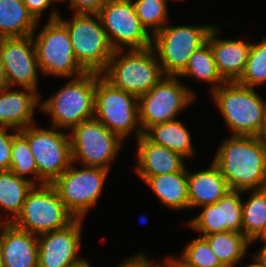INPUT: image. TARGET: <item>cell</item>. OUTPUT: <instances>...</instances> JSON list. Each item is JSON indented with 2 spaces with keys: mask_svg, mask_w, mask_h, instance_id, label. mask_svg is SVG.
Wrapping results in <instances>:
<instances>
[{
  "mask_svg": "<svg viewBox=\"0 0 266 267\" xmlns=\"http://www.w3.org/2000/svg\"><path fill=\"white\" fill-rule=\"evenodd\" d=\"M213 163L231 190L266 188V143L258 136L231 135L222 141Z\"/></svg>",
  "mask_w": 266,
  "mask_h": 267,
  "instance_id": "obj_1",
  "label": "cell"
},
{
  "mask_svg": "<svg viewBox=\"0 0 266 267\" xmlns=\"http://www.w3.org/2000/svg\"><path fill=\"white\" fill-rule=\"evenodd\" d=\"M231 135L259 136L266 113V101L254 88L225 82L212 92Z\"/></svg>",
  "mask_w": 266,
  "mask_h": 267,
  "instance_id": "obj_2",
  "label": "cell"
},
{
  "mask_svg": "<svg viewBox=\"0 0 266 267\" xmlns=\"http://www.w3.org/2000/svg\"><path fill=\"white\" fill-rule=\"evenodd\" d=\"M102 76L136 97L146 94L164 76L153 47L115 50Z\"/></svg>",
  "mask_w": 266,
  "mask_h": 267,
  "instance_id": "obj_3",
  "label": "cell"
},
{
  "mask_svg": "<svg viewBox=\"0 0 266 267\" xmlns=\"http://www.w3.org/2000/svg\"><path fill=\"white\" fill-rule=\"evenodd\" d=\"M96 73L86 72L40 101V111L51 117L52 127L71 130L82 121L94 118Z\"/></svg>",
  "mask_w": 266,
  "mask_h": 267,
  "instance_id": "obj_4",
  "label": "cell"
},
{
  "mask_svg": "<svg viewBox=\"0 0 266 267\" xmlns=\"http://www.w3.org/2000/svg\"><path fill=\"white\" fill-rule=\"evenodd\" d=\"M67 29L74 56L86 72L102 74L114 49L98 14L73 13L70 20L57 18Z\"/></svg>",
  "mask_w": 266,
  "mask_h": 267,
  "instance_id": "obj_5",
  "label": "cell"
},
{
  "mask_svg": "<svg viewBox=\"0 0 266 267\" xmlns=\"http://www.w3.org/2000/svg\"><path fill=\"white\" fill-rule=\"evenodd\" d=\"M52 11L40 32L32 34L40 71L44 75L69 79L84 75L86 71L74 56L69 33L57 19L60 14L56 9Z\"/></svg>",
  "mask_w": 266,
  "mask_h": 267,
  "instance_id": "obj_6",
  "label": "cell"
},
{
  "mask_svg": "<svg viewBox=\"0 0 266 267\" xmlns=\"http://www.w3.org/2000/svg\"><path fill=\"white\" fill-rule=\"evenodd\" d=\"M94 117L122 140L135 132L142 134L138 97L114 87L102 74L96 73Z\"/></svg>",
  "mask_w": 266,
  "mask_h": 267,
  "instance_id": "obj_7",
  "label": "cell"
},
{
  "mask_svg": "<svg viewBox=\"0 0 266 267\" xmlns=\"http://www.w3.org/2000/svg\"><path fill=\"white\" fill-rule=\"evenodd\" d=\"M214 25H165L152 37L164 76H179L186 68L194 51L207 42Z\"/></svg>",
  "mask_w": 266,
  "mask_h": 267,
  "instance_id": "obj_8",
  "label": "cell"
},
{
  "mask_svg": "<svg viewBox=\"0 0 266 267\" xmlns=\"http://www.w3.org/2000/svg\"><path fill=\"white\" fill-rule=\"evenodd\" d=\"M75 219L55 188L51 184H43L34 185L28 192L21 213L12 223L38 236L63 229Z\"/></svg>",
  "mask_w": 266,
  "mask_h": 267,
  "instance_id": "obj_9",
  "label": "cell"
},
{
  "mask_svg": "<svg viewBox=\"0 0 266 267\" xmlns=\"http://www.w3.org/2000/svg\"><path fill=\"white\" fill-rule=\"evenodd\" d=\"M30 125L20 132L27 138L38 169V185L52 184L71 164L69 132Z\"/></svg>",
  "mask_w": 266,
  "mask_h": 267,
  "instance_id": "obj_10",
  "label": "cell"
},
{
  "mask_svg": "<svg viewBox=\"0 0 266 267\" xmlns=\"http://www.w3.org/2000/svg\"><path fill=\"white\" fill-rule=\"evenodd\" d=\"M178 76H163L146 94L138 98L139 122L144 133L149 127L177 119V115L196 100Z\"/></svg>",
  "mask_w": 266,
  "mask_h": 267,
  "instance_id": "obj_11",
  "label": "cell"
},
{
  "mask_svg": "<svg viewBox=\"0 0 266 267\" xmlns=\"http://www.w3.org/2000/svg\"><path fill=\"white\" fill-rule=\"evenodd\" d=\"M72 164L51 184L67 210L76 218L83 219L95 206L108 176L109 170L102 167Z\"/></svg>",
  "mask_w": 266,
  "mask_h": 267,
  "instance_id": "obj_12",
  "label": "cell"
},
{
  "mask_svg": "<svg viewBox=\"0 0 266 267\" xmlns=\"http://www.w3.org/2000/svg\"><path fill=\"white\" fill-rule=\"evenodd\" d=\"M72 162L83 166L102 167L110 170L111 161L117 157L123 140L108 130L95 117L82 121L69 133Z\"/></svg>",
  "mask_w": 266,
  "mask_h": 267,
  "instance_id": "obj_13",
  "label": "cell"
},
{
  "mask_svg": "<svg viewBox=\"0 0 266 267\" xmlns=\"http://www.w3.org/2000/svg\"><path fill=\"white\" fill-rule=\"evenodd\" d=\"M98 15L114 50L152 46V36L142 26L132 0H107Z\"/></svg>",
  "mask_w": 266,
  "mask_h": 267,
  "instance_id": "obj_14",
  "label": "cell"
},
{
  "mask_svg": "<svg viewBox=\"0 0 266 267\" xmlns=\"http://www.w3.org/2000/svg\"><path fill=\"white\" fill-rule=\"evenodd\" d=\"M0 57L6 71L9 87L18 86L37 91L38 73L41 71L32 35L0 38Z\"/></svg>",
  "mask_w": 266,
  "mask_h": 267,
  "instance_id": "obj_15",
  "label": "cell"
},
{
  "mask_svg": "<svg viewBox=\"0 0 266 267\" xmlns=\"http://www.w3.org/2000/svg\"><path fill=\"white\" fill-rule=\"evenodd\" d=\"M248 192L250 190H230L215 204L202 206V212L189 220V227L200 233L201 237L227 231L242 233L241 194Z\"/></svg>",
  "mask_w": 266,
  "mask_h": 267,
  "instance_id": "obj_16",
  "label": "cell"
},
{
  "mask_svg": "<svg viewBox=\"0 0 266 267\" xmlns=\"http://www.w3.org/2000/svg\"><path fill=\"white\" fill-rule=\"evenodd\" d=\"M83 219H75L67 227L37 236L38 267H67L81 259Z\"/></svg>",
  "mask_w": 266,
  "mask_h": 267,
  "instance_id": "obj_17",
  "label": "cell"
},
{
  "mask_svg": "<svg viewBox=\"0 0 266 267\" xmlns=\"http://www.w3.org/2000/svg\"><path fill=\"white\" fill-rule=\"evenodd\" d=\"M0 90V127L20 131L34 124L36 106L40 110V94L30 88Z\"/></svg>",
  "mask_w": 266,
  "mask_h": 267,
  "instance_id": "obj_18",
  "label": "cell"
},
{
  "mask_svg": "<svg viewBox=\"0 0 266 267\" xmlns=\"http://www.w3.org/2000/svg\"><path fill=\"white\" fill-rule=\"evenodd\" d=\"M137 166L139 177H151L187 171L181 154L150 141L144 134L137 139Z\"/></svg>",
  "mask_w": 266,
  "mask_h": 267,
  "instance_id": "obj_19",
  "label": "cell"
},
{
  "mask_svg": "<svg viewBox=\"0 0 266 267\" xmlns=\"http://www.w3.org/2000/svg\"><path fill=\"white\" fill-rule=\"evenodd\" d=\"M218 27L210 31L207 42L212 49L216 68L225 82H237L243 74L251 43L234 39L217 38Z\"/></svg>",
  "mask_w": 266,
  "mask_h": 267,
  "instance_id": "obj_20",
  "label": "cell"
},
{
  "mask_svg": "<svg viewBox=\"0 0 266 267\" xmlns=\"http://www.w3.org/2000/svg\"><path fill=\"white\" fill-rule=\"evenodd\" d=\"M2 259L5 267H38L37 235L3 222Z\"/></svg>",
  "mask_w": 266,
  "mask_h": 267,
  "instance_id": "obj_21",
  "label": "cell"
},
{
  "mask_svg": "<svg viewBox=\"0 0 266 267\" xmlns=\"http://www.w3.org/2000/svg\"><path fill=\"white\" fill-rule=\"evenodd\" d=\"M187 180L189 209L215 204L231 190L213 162L208 169L193 173L187 168Z\"/></svg>",
  "mask_w": 266,
  "mask_h": 267,
  "instance_id": "obj_22",
  "label": "cell"
},
{
  "mask_svg": "<svg viewBox=\"0 0 266 267\" xmlns=\"http://www.w3.org/2000/svg\"><path fill=\"white\" fill-rule=\"evenodd\" d=\"M161 203L172 210L189 209L187 171L140 177Z\"/></svg>",
  "mask_w": 266,
  "mask_h": 267,
  "instance_id": "obj_23",
  "label": "cell"
},
{
  "mask_svg": "<svg viewBox=\"0 0 266 267\" xmlns=\"http://www.w3.org/2000/svg\"><path fill=\"white\" fill-rule=\"evenodd\" d=\"M38 23L22 0H0V38L30 36Z\"/></svg>",
  "mask_w": 266,
  "mask_h": 267,
  "instance_id": "obj_24",
  "label": "cell"
},
{
  "mask_svg": "<svg viewBox=\"0 0 266 267\" xmlns=\"http://www.w3.org/2000/svg\"><path fill=\"white\" fill-rule=\"evenodd\" d=\"M143 134L153 143L169 148L186 159L193 157L195 149L191 135L181 119L151 126Z\"/></svg>",
  "mask_w": 266,
  "mask_h": 267,
  "instance_id": "obj_25",
  "label": "cell"
},
{
  "mask_svg": "<svg viewBox=\"0 0 266 267\" xmlns=\"http://www.w3.org/2000/svg\"><path fill=\"white\" fill-rule=\"evenodd\" d=\"M33 186L30 180L17 176L11 170L0 171V210L13 215L12 218H3L0 223L12 222L17 218Z\"/></svg>",
  "mask_w": 266,
  "mask_h": 267,
  "instance_id": "obj_26",
  "label": "cell"
},
{
  "mask_svg": "<svg viewBox=\"0 0 266 267\" xmlns=\"http://www.w3.org/2000/svg\"><path fill=\"white\" fill-rule=\"evenodd\" d=\"M251 193L242 201V233L253 244L266 238V188Z\"/></svg>",
  "mask_w": 266,
  "mask_h": 267,
  "instance_id": "obj_27",
  "label": "cell"
},
{
  "mask_svg": "<svg viewBox=\"0 0 266 267\" xmlns=\"http://www.w3.org/2000/svg\"><path fill=\"white\" fill-rule=\"evenodd\" d=\"M217 258L225 267H235L246 255L252 243L243 235L232 231L205 235Z\"/></svg>",
  "mask_w": 266,
  "mask_h": 267,
  "instance_id": "obj_28",
  "label": "cell"
},
{
  "mask_svg": "<svg viewBox=\"0 0 266 267\" xmlns=\"http://www.w3.org/2000/svg\"><path fill=\"white\" fill-rule=\"evenodd\" d=\"M194 78L200 82L212 85V90L218 89L225 83L217 71L214 55L210 44L206 42L192 53L184 71L178 77Z\"/></svg>",
  "mask_w": 266,
  "mask_h": 267,
  "instance_id": "obj_29",
  "label": "cell"
},
{
  "mask_svg": "<svg viewBox=\"0 0 266 267\" xmlns=\"http://www.w3.org/2000/svg\"><path fill=\"white\" fill-rule=\"evenodd\" d=\"M10 170L17 176L38 185V169L35 158L30 150L27 138L20 131H17L13 136ZM30 174L32 178H27L26 175Z\"/></svg>",
  "mask_w": 266,
  "mask_h": 267,
  "instance_id": "obj_30",
  "label": "cell"
},
{
  "mask_svg": "<svg viewBox=\"0 0 266 267\" xmlns=\"http://www.w3.org/2000/svg\"><path fill=\"white\" fill-rule=\"evenodd\" d=\"M132 2L142 26L152 37L167 24L168 0H132Z\"/></svg>",
  "mask_w": 266,
  "mask_h": 267,
  "instance_id": "obj_31",
  "label": "cell"
},
{
  "mask_svg": "<svg viewBox=\"0 0 266 267\" xmlns=\"http://www.w3.org/2000/svg\"><path fill=\"white\" fill-rule=\"evenodd\" d=\"M237 83L251 88L266 83V38L252 43L245 70Z\"/></svg>",
  "mask_w": 266,
  "mask_h": 267,
  "instance_id": "obj_32",
  "label": "cell"
},
{
  "mask_svg": "<svg viewBox=\"0 0 266 267\" xmlns=\"http://www.w3.org/2000/svg\"><path fill=\"white\" fill-rule=\"evenodd\" d=\"M186 264L198 267H225L215 255L208 241L201 236L189 241L180 257Z\"/></svg>",
  "mask_w": 266,
  "mask_h": 267,
  "instance_id": "obj_33",
  "label": "cell"
},
{
  "mask_svg": "<svg viewBox=\"0 0 266 267\" xmlns=\"http://www.w3.org/2000/svg\"><path fill=\"white\" fill-rule=\"evenodd\" d=\"M10 130L13 132H11ZM16 132L17 130L9 127H0V171L10 170L11 148L13 136Z\"/></svg>",
  "mask_w": 266,
  "mask_h": 267,
  "instance_id": "obj_34",
  "label": "cell"
},
{
  "mask_svg": "<svg viewBox=\"0 0 266 267\" xmlns=\"http://www.w3.org/2000/svg\"><path fill=\"white\" fill-rule=\"evenodd\" d=\"M107 0H69L73 13L98 14Z\"/></svg>",
  "mask_w": 266,
  "mask_h": 267,
  "instance_id": "obj_35",
  "label": "cell"
},
{
  "mask_svg": "<svg viewBox=\"0 0 266 267\" xmlns=\"http://www.w3.org/2000/svg\"><path fill=\"white\" fill-rule=\"evenodd\" d=\"M165 261L160 262H150V260L146 257V255L142 252H139L135 256L128 257L122 261V263L118 267H167L168 266V258L165 257Z\"/></svg>",
  "mask_w": 266,
  "mask_h": 267,
  "instance_id": "obj_36",
  "label": "cell"
},
{
  "mask_svg": "<svg viewBox=\"0 0 266 267\" xmlns=\"http://www.w3.org/2000/svg\"><path fill=\"white\" fill-rule=\"evenodd\" d=\"M28 11L39 22L42 13L52 6V0H22Z\"/></svg>",
  "mask_w": 266,
  "mask_h": 267,
  "instance_id": "obj_37",
  "label": "cell"
},
{
  "mask_svg": "<svg viewBox=\"0 0 266 267\" xmlns=\"http://www.w3.org/2000/svg\"><path fill=\"white\" fill-rule=\"evenodd\" d=\"M9 87L6 71L3 65V62L0 57V90L6 89Z\"/></svg>",
  "mask_w": 266,
  "mask_h": 267,
  "instance_id": "obj_38",
  "label": "cell"
},
{
  "mask_svg": "<svg viewBox=\"0 0 266 267\" xmlns=\"http://www.w3.org/2000/svg\"><path fill=\"white\" fill-rule=\"evenodd\" d=\"M168 265L170 267H198L195 265L186 264L181 258L177 259L173 256L168 257Z\"/></svg>",
  "mask_w": 266,
  "mask_h": 267,
  "instance_id": "obj_39",
  "label": "cell"
},
{
  "mask_svg": "<svg viewBox=\"0 0 266 267\" xmlns=\"http://www.w3.org/2000/svg\"><path fill=\"white\" fill-rule=\"evenodd\" d=\"M253 259V262L245 267H266V263L257 253L253 255Z\"/></svg>",
  "mask_w": 266,
  "mask_h": 267,
  "instance_id": "obj_40",
  "label": "cell"
},
{
  "mask_svg": "<svg viewBox=\"0 0 266 267\" xmlns=\"http://www.w3.org/2000/svg\"><path fill=\"white\" fill-rule=\"evenodd\" d=\"M67 267H92V266L89 264V262L86 259L81 258L77 262L70 264Z\"/></svg>",
  "mask_w": 266,
  "mask_h": 267,
  "instance_id": "obj_41",
  "label": "cell"
},
{
  "mask_svg": "<svg viewBox=\"0 0 266 267\" xmlns=\"http://www.w3.org/2000/svg\"><path fill=\"white\" fill-rule=\"evenodd\" d=\"M2 246H3V222L0 223V267H5L2 259Z\"/></svg>",
  "mask_w": 266,
  "mask_h": 267,
  "instance_id": "obj_42",
  "label": "cell"
},
{
  "mask_svg": "<svg viewBox=\"0 0 266 267\" xmlns=\"http://www.w3.org/2000/svg\"><path fill=\"white\" fill-rule=\"evenodd\" d=\"M262 241L264 242V246L262 248H260L259 251H257L256 253L264 260V262L266 263V238L262 239Z\"/></svg>",
  "mask_w": 266,
  "mask_h": 267,
  "instance_id": "obj_43",
  "label": "cell"
},
{
  "mask_svg": "<svg viewBox=\"0 0 266 267\" xmlns=\"http://www.w3.org/2000/svg\"><path fill=\"white\" fill-rule=\"evenodd\" d=\"M258 137L266 143V113L264 117L263 127Z\"/></svg>",
  "mask_w": 266,
  "mask_h": 267,
  "instance_id": "obj_44",
  "label": "cell"
},
{
  "mask_svg": "<svg viewBox=\"0 0 266 267\" xmlns=\"http://www.w3.org/2000/svg\"><path fill=\"white\" fill-rule=\"evenodd\" d=\"M139 219H140V221L139 222H141L142 224H145L146 223V221H147V218H146V216H141V217H139Z\"/></svg>",
  "mask_w": 266,
  "mask_h": 267,
  "instance_id": "obj_45",
  "label": "cell"
},
{
  "mask_svg": "<svg viewBox=\"0 0 266 267\" xmlns=\"http://www.w3.org/2000/svg\"><path fill=\"white\" fill-rule=\"evenodd\" d=\"M55 1H56V2H57V1H58V2H60V1L62 2V1H65V0H52L53 3H54Z\"/></svg>",
  "mask_w": 266,
  "mask_h": 267,
  "instance_id": "obj_46",
  "label": "cell"
}]
</instances>
